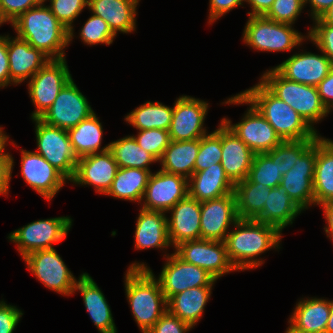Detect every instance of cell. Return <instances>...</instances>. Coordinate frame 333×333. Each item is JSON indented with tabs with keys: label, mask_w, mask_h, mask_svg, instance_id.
<instances>
[{
	"label": "cell",
	"mask_w": 333,
	"mask_h": 333,
	"mask_svg": "<svg viewBox=\"0 0 333 333\" xmlns=\"http://www.w3.org/2000/svg\"><path fill=\"white\" fill-rule=\"evenodd\" d=\"M225 104H249L241 122L231 124V120L222 118L226 126L232 130L255 154L266 153L277 147L281 138L276 134L274 128L259 113V111L249 103L240 93L227 99Z\"/></svg>",
	"instance_id": "ba28073f"
},
{
	"label": "cell",
	"mask_w": 333,
	"mask_h": 333,
	"mask_svg": "<svg viewBox=\"0 0 333 333\" xmlns=\"http://www.w3.org/2000/svg\"><path fill=\"white\" fill-rule=\"evenodd\" d=\"M118 165L108 151L78 158L75 173L70 182L93 185L95 192L105 195L111 188Z\"/></svg>",
	"instance_id": "44dd1931"
},
{
	"label": "cell",
	"mask_w": 333,
	"mask_h": 333,
	"mask_svg": "<svg viewBox=\"0 0 333 333\" xmlns=\"http://www.w3.org/2000/svg\"><path fill=\"white\" fill-rule=\"evenodd\" d=\"M303 211L287 194V191L278 185L270 188L262 212L254 219L276 227L280 232L293 223L295 217Z\"/></svg>",
	"instance_id": "4dcf8cb0"
},
{
	"label": "cell",
	"mask_w": 333,
	"mask_h": 333,
	"mask_svg": "<svg viewBox=\"0 0 333 333\" xmlns=\"http://www.w3.org/2000/svg\"><path fill=\"white\" fill-rule=\"evenodd\" d=\"M324 210V217L327 222V226L324 227L325 233L327 237H331L333 235V201L324 203L320 205Z\"/></svg>",
	"instance_id": "6f0895ef"
},
{
	"label": "cell",
	"mask_w": 333,
	"mask_h": 333,
	"mask_svg": "<svg viewBox=\"0 0 333 333\" xmlns=\"http://www.w3.org/2000/svg\"><path fill=\"white\" fill-rule=\"evenodd\" d=\"M23 259L30 272L45 287L64 296L74 293L77 279L54 248L31 252Z\"/></svg>",
	"instance_id": "8fae6325"
},
{
	"label": "cell",
	"mask_w": 333,
	"mask_h": 333,
	"mask_svg": "<svg viewBox=\"0 0 333 333\" xmlns=\"http://www.w3.org/2000/svg\"><path fill=\"white\" fill-rule=\"evenodd\" d=\"M255 153L222 121L221 166L235 185L249 175Z\"/></svg>",
	"instance_id": "cb8c5ba5"
},
{
	"label": "cell",
	"mask_w": 333,
	"mask_h": 333,
	"mask_svg": "<svg viewBox=\"0 0 333 333\" xmlns=\"http://www.w3.org/2000/svg\"><path fill=\"white\" fill-rule=\"evenodd\" d=\"M173 107L160 102H150L140 105L126 117L125 121L137 130L161 129L169 130L172 120Z\"/></svg>",
	"instance_id": "8d00e7d4"
},
{
	"label": "cell",
	"mask_w": 333,
	"mask_h": 333,
	"mask_svg": "<svg viewBox=\"0 0 333 333\" xmlns=\"http://www.w3.org/2000/svg\"><path fill=\"white\" fill-rule=\"evenodd\" d=\"M124 283L135 322L147 333L167 311L161 285L148 266L136 262L127 269Z\"/></svg>",
	"instance_id": "7a4b0ae2"
},
{
	"label": "cell",
	"mask_w": 333,
	"mask_h": 333,
	"mask_svg": "<svg viewBox=\"0 0 333 333\" xmlns=\"http://www.w3.org/2000/svg\"><path fill=\"white\" fill-rule=\"evenodd\" d=\"M274 128L282 141L317 139L320 135L287 103L261 81L240 93Z\"/></svg>",
	"instance_id": "277c9868"
},
{
	"label": "cell",
	"mask_w": 333,
	"mask_h": 333,
	"mask_svg": "<svg viewBox=\"0 0 333 333\" xmlns=\"http://www.w3.org/2000/svg\"><path fill=\"white\" fill-rule=\"evenodd\" d=\"M9 136L4 133L2 127L0 126V156H11L10 153H5V145L8 143Z\"/></svg>",
	"instance_id": "680465c9"
},
{
	"label": "cell",
	"mask_w": 333,
	"mask_h": 333,
	"mask_svg": "<svg viewBox=\"0 0 333 333\" xmlns=\"http://www.w3.org/2000/svg\"><path fill=\"white\" fill-rule=\"evenodd\" d=\"M166 255L167 261L158 277L166 300L187 289L215 284L216 279L201 267L183 261L175 253Z\"/></svg>",
	"instance_id": "5bb4252c"
},
{
	"label": "cell",
	"mask_w": 333,
	"mask_h": 333,
	"mask_svg": "<svg viewBox=\"0 0 333 333\" xmlns=\"http://www.w3.org/2000/svg\"><path fill=\"white\" fill-rule=\"evenodd\" d=\"M233 226L224 242L229 261L238 271L261 266L264 261L256 259L258 255L280 248L282 233L274 226L254 219H239Z\"/></svg>",
	"instance_id": "6da1fadb"
},
{
	"label": "cell",
	"mask_w": 333,
	"mask_h": 333,
	"mask_svg": "<svg viewBox=\"0 0 333 333\" xmlns=\"http://www.w3.org/2000/svg\"><path fill=\"white\" fill-rule=\"evenodd\" d=\"M330 310V300L313 297L300 300L285 333H325Z\"/></svg>",
	"instance_id": "d4e9b609"
},
{
	"label": "cell",
	"mask_w": 333,
	"mask_h": 333,
	"mask_svg": "<svg viewBox=\"0 0 333 333\" xmlns=\"http://www.w3.org/2000/svg\"><path fill=\"white\" fill-rule=\"evenodd\" d=\"M317 89L322 104L330 112L333 110V67L329 74L317 85Z\"/></svg>",
	"instance_id": "816d5d0a"
},
{
	"label": "cell",
	"mask_w": 333,
	"mask_h": 333,
	"mask_svg": "<svg viewBox=\"0 0 333 333\" xmlns=\"http://www.w3.org/2000/svg\"><path fill=\"white\" fill-rule=\"evenodd\" d=\"M140 0H89L88 9L101 17L112 32L131 33L136 29L137 5Z\"/></svg>",
	"instance_id": "83f0119b"
},
{
	"label": "cell",
	"mask_w": 333,
	"mask_h": 333,
	"mask_svg": "<svg viewBox=\"0 0 333 333\" xmlns=\"http://www.w3.org/2000/svg\"><path fill=\"white\" fill-rule=\"evenodd\" d=\"M234 186L226 176L221 163L194 172L188 179L189 196L199 202L218 199L234 193Z\"/></svg>",
	"instance_id": "4316f807"
},
{
	"label": "cell",
	"mask_w": 333,
	"mask_h": 333,
	"mask_svg": "<svg viewBox=\"0 0 333 333\" xmlns=\"http://www.w3.org/2000/svg\"><path fill=\"white\" fill-rule=\"evenodd\" d=\"M10 84L7 36L0 35V88Z\"/></svg>",
	"instance_id": "db71d44e"
},
{
	"label": "cell",
	"mask_w": 333,
	"mask_h": 333,
	"mask_svg": "<svg viewBox=\"0 0 333 333\" xmlns=\"http://www.w3.org/2000/svg\"><path fill=\"white\" fill-rule=\"evenodd\" d=\"M93 109L71 79L58 93L52 105L39 118L48 125L69 130L88 118Z\"/></svg>",
	"instance_id": "4fadbf2b"
},
{
	"label": "cell",
	"mask_w": 333,
	"mask_h": 333,
	"mask_svg": "<svg viewBox=\"0 0 333 333\" xmlns=\"http://www.w3.org/2000/svg\"><path fill=\"white\" fill-rule=\"evenodd\" d=\"M66 59H50L28 83L29 96L35 105L31 117L40 118L58 93L72 79Z\"/></svg>",
	"instance_id": "30bf717a"
},
{
	"label": "cell",
	"mask_w": 333,
	"mask_h": 333,
	"mask_svg": "<svg viewBox=\"0 0 333 333\" xmlns=\"http://www.w3.org/2000/svg\"><path fill=\"white\" fill-rule=\"evenodd\" d=\"M250 4L252 12H248V16H264L271 8L274 0H245Z\"/></svg>",
	"instance_id": "11a10c76"
},
{
	"label": "cell",
	"mask_w": 333,
	"mask_h": 333,
	"mask_svg": "<svg viewBox=\"0 0 333 333\" xmlns=\"http://www.w3.org/2000/svg\"><path fill=\"white\" fill-rule=\"evenodd\" d=\"M199 152V139L170 141L160 162L162 171L189 179L194 173L196 156Z\"/></svg>",
	"instance_id": "d6a6232c"
},
{
	"label": "cell",
	"mask_w": 333,
	"mask_h": 333,
	"mask_svg": "<svg viewBox=\"0 0 333 333\" xmlns=\"http://www.w3.org/2000/svg\"><path fill=\"white\" fill-rule=\"evenodd\" d=\"M324 23L333 25V4L320 17Z\"/></svg>",
	"instance_id": "91938a15"
},
{
	"label": "cell",
	"mask_w": 333,
	"mask_h": 333,
	"mask_svg": "<svg viewBox=\"0 0 333 333\" xmlns=\"http://www.w3.org/2000/svg\"><path fill=\"white\" fill-rule=\"evenodd\" d=\"M21 175L38 194L51 200L67 179L37 152L21 150Z\"/></svg>",
	"instance_id": "d6986e66"
},
{
	"label": "cell",
	"mask_w": 333,
	"mask_h": 333,
	"mask_svg": "<svg viewBox=\"0 0 333 333\" xmlns=\"http://www.w3.org/2000/svg\"><path fill=\"white\" fill-rule=\"evenodd\" d=\"M44 0H0V26L13 23L22 13L40 5Z\"/></svg>",
	"instance_id": "7dc6e473"
},
{
	"label": "cell",
	"mask_w": 333,
	"mask_h": 333,
	"mask_svg": "<svg viewBox=\"0 0 333 333\" xmlns=\"http://www.w3.org/2000/svg\"><path fill=\"white\" fill-rule=\"evenodd\" d=\"M191 328L167 310L147 333H186Z\"/></svg>",
	"instance_id": "c3c4849f"
},
{
	"label": "cell",
	"mask_w": 333,
	"mask_h": 333,
	"mask_svg": "<svg viewBox=\"0 0 333 333\" xmlns=\"http://www.w3.org/2000/svg\"><path fill=\"white\" fill-rule=\"evenodd\" d=\"M189 195L188 179L162 170L151 173L142 200L145 210L167 213Z\"/></svg>",
	"instance_id": "2e32d148"
},
{
	"label": "cell",
	"mask_w": 333,
	"mask_h": 333,
	"mask_svg": "<svg viewBox=\"0 0 333 333\" xmlns=\"http://www.w3.org/2000/svg\"><path fill=\"white\" fill-rule=\"evenodd\" d=\"M234 193L239 219H255L264 208L270 188L246 178L235 184Z\"/></svg>",
	"instance_id": "d590c367"
},
{
	"label": "cell",
	"mask_w": 333,
	"mask_h": 333,
	"mask_svg": "<svg viewBox=\"0 0 333 333\" xmlns=\"http://www.w3.org/2000/svg\"><path fill=\"white\" fill-rule=\"evenodd\" d=\"M307 38L292 28L265 16H249L243 31V41L257 51H291Z\"/></svg>",
	"instance_id": "8992f818"
},
{
	"label": "cell",
	"mask_w": 333,
	"mask_h": 333,
	"mask_svg": "<svg viewBox=\"0 0 333 333\" xmlns=\"http://www.w3.org/2000/svg\"><path fill=\"white\" fill-rule=\"evenodd\" d=\"M17 37L41 50L50 59H64L69 30L53 15L48 5H40L22 13L13 23Z\"/></svg>",
	"instance_id": "3957f363"
},
{
	"label": "cell",
	"mask_w": 333,
	"mask_h": 333,
	"mask_svg": "<svg viewBox=\"0 0 333 333\" xmlns=\"http://www.w3.org/2000/svg\"><path fill=\"white\" fill-rule=\"evenodd\" d=\"M150 170L118 168L111 188L105 195L114 198L141 202L151 175Z\"/></svg>",
	"instance_id": "e575fe53"
},
{
	"label": "cell",
	"mask_w": 333,
	"mask_h": 333,
	"mask_svg": "<svg viewBox=\"0 0 333 333\" xmlns=\"http://www.w3.org/2000/svg\"><path fill=\"white\" fill-rule=\"evenodd\" d=\"M12 156H0V195H7L14 166Z\"/></svg>",
	"instance_id": "f5cc1de1"
},
{
	"label": "cell",
	"mask_w": 333,
	"mask_h": 333,
	"mask_svg": "<svg viewBox=\"0 0 333 333\" xmlns=\"http://www.w3.org/2000/svg\"><path fill=\"white\" fill-rule=\"evenodd\" d=\"M245 0H209V22L213 23L218 18L224 16L236 6L243 5Z\"/></svg>",
	"instance_id": "f907efd6"
},
{
	"label": "cell",
	"mask_w": 333,
	"mask_h": 333,
	"mask_svg": "<svg viewBox=\"0 0 333 333\" xmlns=\"http://www.w3.org/2000/svg\"><path fill=\"white\" fill-rule=\"evenodd\" d=\"M47 0H44V2ZM89 0H50L48 6L58 21L69 30V42L74 36L73 22L87 6Z\"/></svg>",
	"instance_id": "b9f144b4"
},
{
	"label": "cell",
	"mask_w": 333,
	"mask_h": 333,
	"mask_svg": "<svg viewBox=\"0 0 333 333\" xmlns=\"http://www.w3.org/2000/svg\"><path fill=\"white\" fill-rule=\"evenodd\" d=\"M70 217L41 219L14 230L8 239L15 243L22 258L31 252L52 249L67 236L71 226Z\"/></svg>",
	"instance_id": "9c48e42d"
},
{
	"label": "cell",
	"mask_w": 333,
	"mask_h": 333,
	"mask_svg": "<svg viewBox=\"0 0 333 333\" xmlns=\"http://www.w3.org/2000/svg\"><path fill=\"white\" fill-rule=\"evenodd\" d=\"M133 137L142 149L152 154L158 161L171 141L169 130L161 129L141 130Z\"/></svg>",
	"instance_id": "ee69618b"
},
{
	"label": "cell",
	"mask_w": 333,
	"mask_h": 333,
	"mask_svg": "<svg viewBox=\"0 0 333 333\" xmlns=\"http://www.w3.org/2000/svg\"><path fill=\"white\" fill-rule=\"evenodd\" d=\"M10 85L19 84L35 75L50 58L27 41L7 35Z\"/></svg>",
	"instance_id": "603a6c76"
},
{
	"label": "cell",
	"mask_w": 333,
	"mask_h": 333,
	"mask_svg": "<svg viewBox=\"0 0 333 333\" xmlns=\"http://www.w3.org/2000/svg\"><path fill=\"white\" fill-rule=\"evenodd\" d=\"M316 139H304L298 141H282L277 147L265 154L276 163L279 172L284 175L297 161V158L315 141Z\"/></svg>",
	"instance_id": "f35d334b"
},
{
	"label": "cell",
	"mask_w": 333,
	"mask_h": 333,
	"mask_svg": "<svg viewBox=\"0 0 333 333\" xmlns=\"http://www.w3.org/2000/svg\"><path fill=\"white\" fill-rule=\"evenodd\" d=\"M167 218L164 212L141 208L136 221L135 248L166 249L170 246Z\"/></svg>",
	"instance_id": "f1b7e54d"
},
{
	"label": "cell",
	"mask_w": 333,
	"mask_h": 333,
	"mask_svg": "<svg viewBox=\"0 0 333 333\" xmlns=\"http://www.w3.org/2000/svg\"><path fill=\"white\" fill-rule=\"evenodd\" d=\"M260 81L279 99L290 105L314 129V124L329 114L318 89L282 76L275 68L264 72Z\"/></svg>",
	"instance_id": "5b68a950"
},
{
	"label": "cell",
	"mask_w": 333,
	"mask_h": 333,
	"mask_svg": "<svg viewBox=\"0 0 333 333\" xmlns=\"http://www.w3.org/2000/svg\"><path fill=\"white\" fill-rule=\"evenodd\" d=\"M325 333H333V300H331V310L328 322L326 324Z\"/></svg>",
	"instance_id": "94428289"
},
{
	"label": "cell",
	"mask_w": 333,
	"mask_h": 333,
	"mask_svg": "<svg viewBox=\"0 0 333 333\" xmlns=\"http://www.w3.org/2000/svg\"><path fill=\"white\" fill-rule=\"evenodd\" d=\"M238 220L235 193L201 202V239L224 241L229 226Z\"/></svg>",
	"instance_id": "ac0fdd59"
},
{
	"label": "cell",
	"mask_w": 333,
	"mask_h": 333,
	"mask_svg": "<svg viewBox=\"0 0 333 333\" xmlns=\"http://www.w3.org/2000/svg\"><path fill=\"white\" fill-rule=\"evenodd\" d=\"M79 291L94 325L100 333H117L110 306L97 283L88 273H82L73 292Z\"/></svg>",
	"instance_id": "484cf974"
},
{
	"label": "cell",
	"mask_w": 333,
	"mask_h": 333,
	"mask_svg": "<svg viewBox=\"0 0 333 333\" xmlns=\"http://www.w3.org/2000/svg\"><path fill=\"white\" fill-rule=\"evenodd\" d=\"M109 152L116 161L118 168H138L150 170L148 167L158 160L142 149L133 136H126L109 143Z\"/></svg>",
	"instance_id": "74e56055"
},
{
	"label": "cell",
	"mask_w": 333,
	"mask_h": 333,
	"mask_svg": "<svg viewBox=\"0 0 333 333\" xmlns=\"http://www.w3.org/2000/svg\"><path fill=\"white\" fill-rule=\"evenodd\" d=\"M212 288V286L195 287L175 294L167 300V310L194 327L202 317Z\"/></svg>",
	"instance_id": "1f68e13d"
},
{
	"label": "cell",
	"mask_w": 333,
	"mask_h": 333,
	"mask_svg": "<svg viewBox=\"0 0 333 333\" xmlns=\"http://www.w3.org/2000/svg\"><path fill=\"white\" fill-rule=\"evenodd\" d=\"M32 120L36 128V152L70 181L74 176L78 157L72 148L68 131L48 125L39 118Z\"/></svg>",
	"instance_id": "52a82bcc"
},
{
	"label": "cell",
	"mask_w": 333,
	"mask_h": 333,
	"mask_svg": "<svg viewBox=\"0 0 333 333\" xmlns=\"http://www.w3.org/2000/svg\"><path fill=\"white\" fill-rule=\"evenodd\" d=\"M282 177L276 163H273L265 153L255 154L247 177L251 182L262 183L267 188H276L280 185Z\"/></svg>",
	"instance_id": "60d3db41"
},
{
	"label": "cell",
	"mask_w": 333,
	"mask_h": 333,
	"mask_svg": "<svg viewBox=\"0 0 333 333\" xmlns=\"http://www.w3.org/2000/svg\"><path fill=\"white\" fill-rule=\"evenodd\" d=\"M175 254L183 261L201 267L218 280L226 273L237 271L229 261L224 241L206 239L179 243Z\"/></svg>",
	"instance_id": "7c38bea8"
},
{
	"label": "cell",
	"mask_w": 333,
	"mask_h": 333,
	"mask_svg": "<svg viewBox=\"0 0 333 333\" xmlns=\"http://www.w3.org/2000/svg\"><path fill=\"white\" fill-rule=\"evenodd\" d=\"M304 6V0H274L264 16L279 23L293 25Z\"/></svg>",
	"instance_id": "f6af8a7d"
},
{
	"label": "cell",
	"mask_w": 333,
	"mask_h": 333,
	"mask_svg": "<svg viewBox=\"0 0 333 333\" xmlns=\"http://www.w3.org/2000/svg\"><path fill=\"white\" fill-rule=\"evenodd\" d=\"M98 119L96 114L92 113L77 126L68 130L72 148L78 158L108 151L109 144L101 148L103 127Z\"/></svg>",
	"instance_id": "836d02e7"
},
{
	"label": "cell",
	"mask_w": 333,
	"mask_h": 333,
	"mask_svg": "<svg viewBox=\"0 0 333 333\" xmlns=\"http://www.w3.org/2000/svg\"><path fill=\"white\" fill-rule=\"evenodd\" d=\"M316 163V140L297 158L295 165L283 175L280 186L304 211L315 205L313 178Z\"/></svg>",
	"instance_id": "e0dca14e"
},
{
	"label": "cell",
	"mask_w": 333,
	"mask_h": 333,
	"mask_svg": "<svg viewBox=\"0 0 333 333\" xmlns=\"http://www.w3.org/2000/svg\"><path fill=\"white\" fill-rule=\"evenodd\" d=\"M315 205L333 201V141L316 139V163L313 178Z\"/></svg>",
	"instance_id": "f546056e"
},
{
	"label": "cell",
	"mask_w": 333,
	"mask_h": 333,
	"mask_svg": "<svg viewBox=\"0 0 333 333\" xmlns=\"http://www.w3.org/2000/svg\"><path fill=\"white\" fill-rule=\"evenodd\" d=\"M315 25L309 29L307 39L314 42L333 62V25L324 23L320 18L314 19Z\"/></svg>",
	"instance_id": "bcb514c9"
},
{
	"label": "cell",
	"mask_w": 333,
	"mask_h": 333,
	"mask_svg": "<svg viewBox=\"0 0 333 333\" xmlns=\"http://www.w3.org/2000/svg\"><path fill=\"white\" fill-rule=\"evenodd\" d=\"M22 315L16 306L0 301V333H13Z\"/></svg>",
	"instance_id": "681fc988"
},
{
	"label": "cell",
	"mask_w": 333,
	"mask_h": 333,
	"mask_svg": "<svg viewBox=\"0 0 333 333\" xmlns=\"http://www.w3.org/2000/svg\"><path fill=\"white\" fill-rule=\"evenodd\" d=\"M222 156V120L216 130L199 139V152L196 156L194 172L220 163Z\"/></svg>",
	"instance_id": "ab89813d"
},
{
	"label": "cell",
	"mask_w": 333,
	"mask_h": 333,
	"mask_svg": "<svg viewBox=\"0 0 333 333\" xmlns=\"http://www.w3.org/2000/svg\"><path fill=\"white\" fill-rule=\"evenodd\" d=\"M309 2L312 20L319 18L333 4V0H304V5Z\"/></svg>",
	"instance_id": "9f6ffc18"
},
{
	"label": "cell",
	"mask_w": 333,
	"mask_h": 333,
	"mask_svg": "<svg viewBox=\"0 0 333 333\" xmlns=\"http://www.w3.org/2000/svg\"><path fill=\"white\" fill-rule=\"evenodd\" d=\"M333 62L321 51L296 53L274 68L289 80L317 87L329 74Z\"/></svg>",
	"instance_id": "ffe728a7"
},
{
	"label": "cell",
	"mask_w": 333,
	"mask_h": 333,
	"mask_svg": "<svg viewBox=\"0 0 333 333\" xmlns=\"http://www.w3.org/2000/svg\"><path fill=\"white\" fill-rule=\"evenodd\" d=\"M79 34L82 42L87 45H98L100 43L110 45L116 36L108 23L94 14L84 23Z\"/></svg>",
	"instance_id": "7bdbcfd3"
},
{
	"label": "cell",
	"mask_w": 333,
	"mask_h": 333,
	"mask_svg": "<svg viewBox=\"0 0 333 333\" xmlns=\"http://www.w3.org/2000/svg\"><path fill=\"white\" fill-rule=\"evenodd\" d=\"M208 103L187 95L179 96L173 105L169 128L171 141L200 139L208 134L204 127Z\"/></svg>",
	"instance_id": "9a60e30c"
},
{
	"label": "cell",
	"mask_w": 333,
	"mask_h": 333,
	"mask_svg": "<svg viewBox=\"0 0 333 333\" xmlns=\"http://www.w3.org/2000/svg\"><path fill=\"white\" fill-rule=\"evenodd\" d=\"M169 211L171 217L167 218L168 235L173 247L184 241L201 239V202L188 195Z\"/></svg>",
	"instance_id": "7402d4cb"
}]
</instances>
